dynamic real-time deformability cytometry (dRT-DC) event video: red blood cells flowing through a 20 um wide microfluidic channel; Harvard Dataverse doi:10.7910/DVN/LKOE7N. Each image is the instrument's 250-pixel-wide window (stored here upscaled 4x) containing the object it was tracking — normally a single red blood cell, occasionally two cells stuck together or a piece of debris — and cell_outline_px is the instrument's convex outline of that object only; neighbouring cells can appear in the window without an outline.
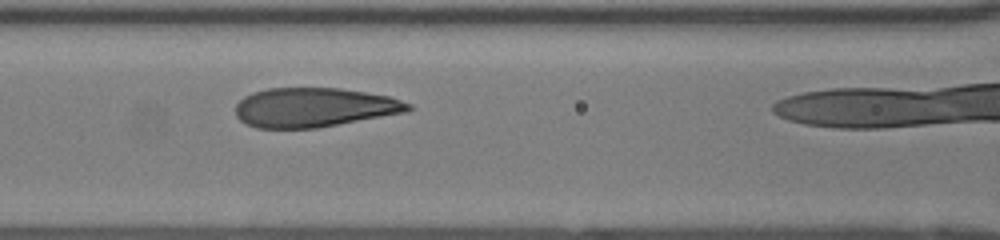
{"species": "human", "species_latin": "Homo sapiens", "temperature_condition": "room temperature", "stored_images_in_passage": 26, "camera_frame_rate_fps": 3000, "um_per_image_px": 0.085, "donor": {"sex": "female"}, "frame": {"image": 1, "passage_image": 7, "time_ms": 2.0, "image_size_px": [1000, 240], "cell_outline_px": [[412, 108], [408, 112], [316, 128], [256, 128], [240, 120], [236, 116], [236, 104], [244, 96], [252, 92], [268, 88], [340, 88], [388, 96], [412, 104]], "centroid_in_image_um": [26.69, 9.13], "position_along_channel_um": 139.9, "area_um2": 39.54}}
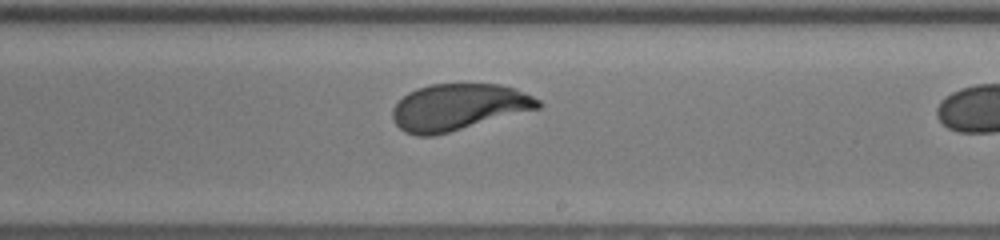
{"frame": {"image": 2, "passage_image": 15, "time_ms": 4.667, "image_size_px": [1000, 240], "cell_outline_px": [[544, 104], [540, 108], [448, 132], [432, 136], [416, 136], [404, 132], [392, 120], [392, 108], [408, 92], [416, 88], [432, 84], [500, 84], [516, 88], [540, 100]], "centroid_in_image_um": [38.95, 9.1], "position_along_channel_um": 250.0, "area_um2": 39.42}}
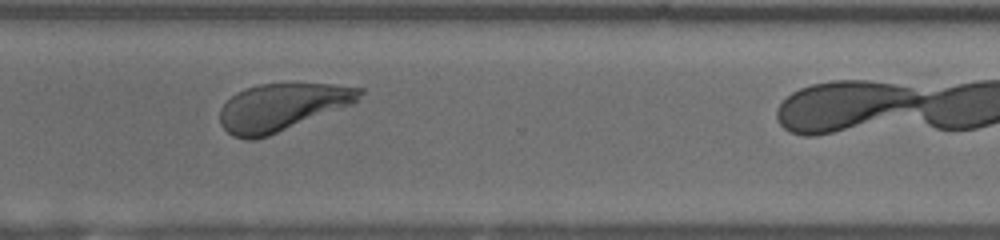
{"frame": {"image": 3, "passage_image": 22, "time_ms": 7.0, "image_size_px": [1000, 240], "cell_outline_px": [[364, 92], [352, 104], [268, 136], [256, 140], [244, 140], [232, 136], [220, 124], [220, 108], [236, 92], [244, 88], [260, 84], [332, 84], [364, 88]], "centroid_in_image_um": [23.93, 9.11], "position_along_channel_um": 346.7, "area_um2": 38.38}}